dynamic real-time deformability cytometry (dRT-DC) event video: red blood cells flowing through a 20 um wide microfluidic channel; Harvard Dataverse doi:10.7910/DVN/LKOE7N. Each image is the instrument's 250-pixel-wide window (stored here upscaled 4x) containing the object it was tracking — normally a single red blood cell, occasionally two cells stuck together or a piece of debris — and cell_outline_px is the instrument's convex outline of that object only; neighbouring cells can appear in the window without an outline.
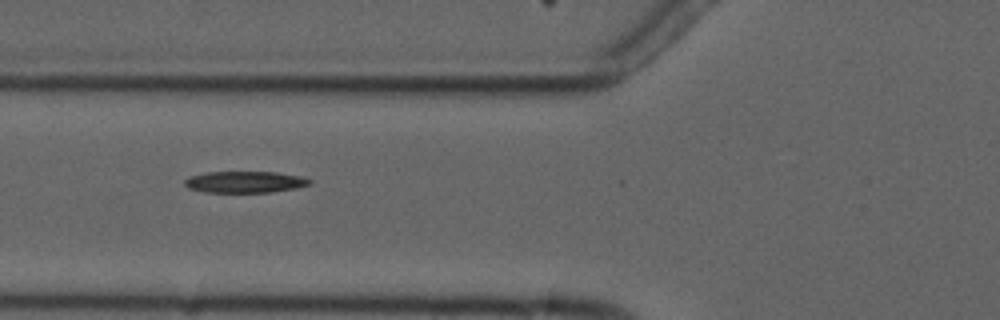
{"species": "common noctule bat (a hibernating species)", "species_latin": "Nyctalus noctula", "temperature_condition": "cold", "stored_images_in_passage": 3, "camera_frame_rate_fps": 3000, "um_per_image_px": 0.085, "animal": {"sex": "male", "forearm_length_mm": 52.5}, "frame": {"image": 1, "passage_image": 2, "time_ms": 1.0, "image_size_px": [1000, 320], "cell_outline_px": [[312, 184], [296, 188], [272, 192], [204, 192], [188, 188], [184, 184], [184, 180], [192, 176], [208, 172], [276, 172], [300, 176], [312, 180]], "centroid_in_image_um": [20.85, 15.47], "position_along_channel_um": 105.0, "area_um2": 15.61}}
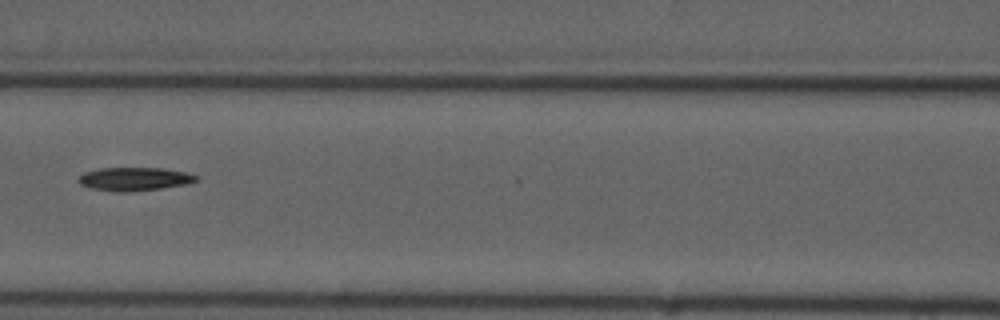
{"frame": {"image": 2, "passage_image": 3, "time_ms": 2.333, "image_size_px": [1000, 320], "cell_outline_px": [[200, 180], [184, 184], [160, 188], [128, 192], [112, 192], [88, 188], [80, 184], [80, 176], [84, 172], [100, 168], [164, 168], [184, 172], [200, 176]], "centroid_in_image_um": [11.42, 15.22], "position_along_channel_um": 155.2, "area_um2": 16.07}}